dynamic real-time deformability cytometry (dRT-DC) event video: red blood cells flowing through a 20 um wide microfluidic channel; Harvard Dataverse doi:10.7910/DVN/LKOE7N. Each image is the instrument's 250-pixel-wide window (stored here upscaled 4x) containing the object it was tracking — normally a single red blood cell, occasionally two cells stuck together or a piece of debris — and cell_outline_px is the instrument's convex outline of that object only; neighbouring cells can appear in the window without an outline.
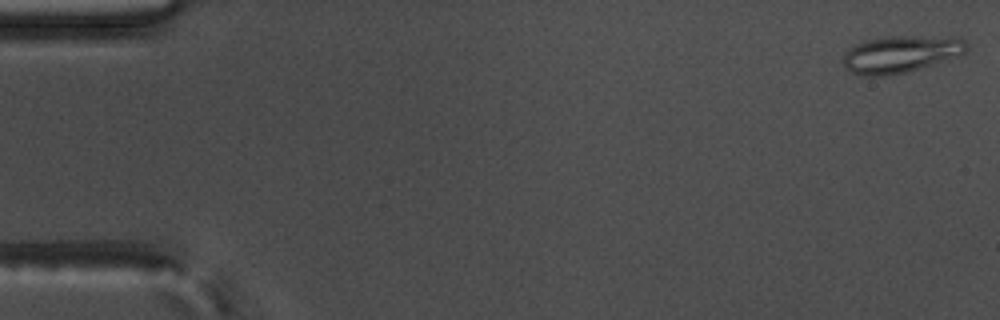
{"species": "common noctule bat (a hibernating species)", "species_latin": "Nyctalus noctula", "temperature_condition": "warm", "stored_images_in_passage": 56, "camera_frame_rate_fps": 3000, "um_per_image_px": 0.085, "animal": {"sex": "male", "body_mass_g": 17.5, "forearm_length_mm": 52.3}, "frame": {"image": 1, "passage_image": 1, "time_ms": 0.0, "image_size_px": [1000, 320], "cell_outline_px": [[968, 48], [964, 52], [908, 72], [884, 76], [864, 76], [852, 72], [844, 68], [844, 56], [856, 44], [868, 40], [888, 36], [960, 36], [968, 44]], "centroid_in_image_um": [76.58, 4.58], "position_along_channel_um": 8.4, "area_um2": 26.3}}
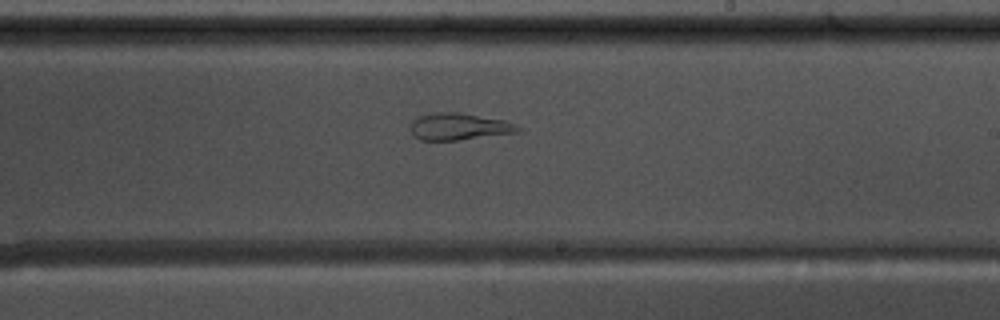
{"frame": {"image": 2, "passage_image": 33, "time_ms": 10.667, "image_size_px": [1000, 320], "cell_outline_px": [[520, 132], [460, 140], [420, 140], [412, 136], [408, 128], [412, 120], [420, 116], [436, 112], [460, 112], [504, 120], [520, 128]], "centroid_in_image_um": [38.94, 10.77], "position_along_channel_um": 250.1, "area_um2": 16.99}}
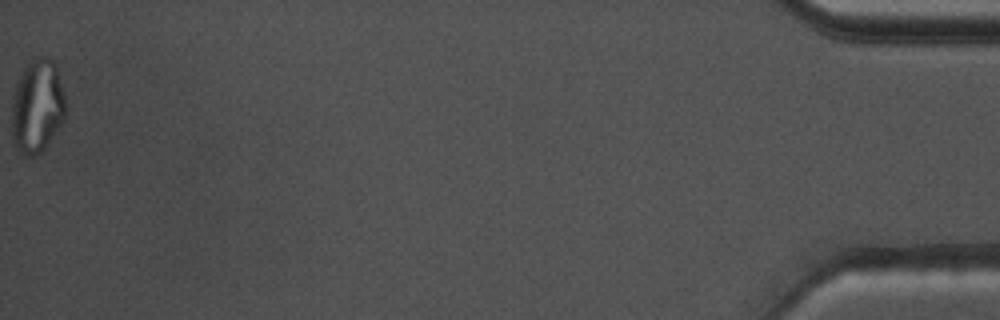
{"frame": {"image": 3, "passage_image": 56, "time_ms": 18.333, "image_size_px": [1000, 320], "cell_outline_px": [[68, 108], [64, 120], [56, 132], [44, 148], [36, 156], [28, 156], [20, 152], [12, 144], [12, 100], [16, 84], [20, 72], [36, 56], [48, 56], [56, 64]], "centroid_in_image_um": [3.18, 9.02], "position_along_channel_um": 432.0, "area_um2": 29.88}, "authors_computed_cell_mechanics": {"area_um2": 24.5939, "velocity_mm_per_s": 3.6704, "shape_relaxation_time_tau1_ms": null, "shape_relaxation_time_tau2_ms": 1.9766, "deformation_change_tau1": null, "deformation_change_tau2": 0.0775}}